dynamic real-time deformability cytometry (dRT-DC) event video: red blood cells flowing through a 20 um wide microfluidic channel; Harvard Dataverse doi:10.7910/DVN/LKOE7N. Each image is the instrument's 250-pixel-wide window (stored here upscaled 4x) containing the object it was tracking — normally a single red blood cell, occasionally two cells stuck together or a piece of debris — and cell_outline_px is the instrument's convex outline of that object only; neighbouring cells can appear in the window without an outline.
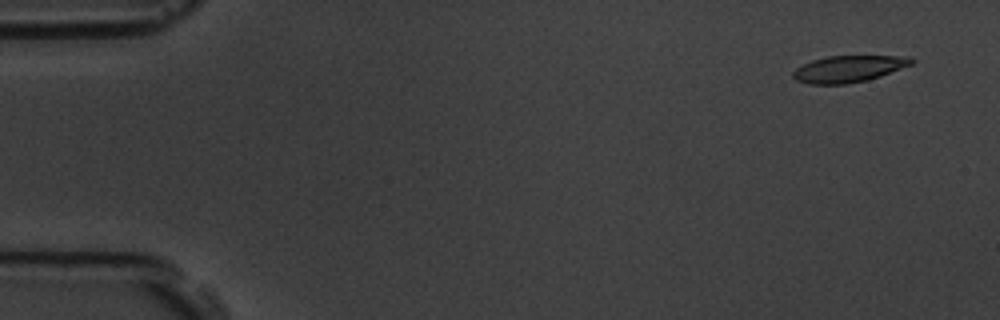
{"species": "common noctule bat (a hibernating species)", "species_latin": "Nyctalus noctula", "temperature_condition": "room temperature", "stored_images_in_passage": 4, "camera_frame_rate_fps": 3000, "um_per_image_px": 0.085, "animal": {"sex": "male", "body_mass_g": 19.5, "forearm_length_mm": 54.6}, "frame": {"image": 1, "passage_image": 1, "time_ms": 0.0, "image_size_px": [1000, 320], "cell_outline_px": [[916, 60], [912, 64], [880, 76], [868, 80], [844, 84], [808, 84], [796, 80], [792, 76], [792, 72], [796, 68], [812, 60], [828, 56], [908, 56]], "centroid_in_image_um": [72.12, 5.85], "position_along_channel_um": 12.9, "area_um2": 18.32}}
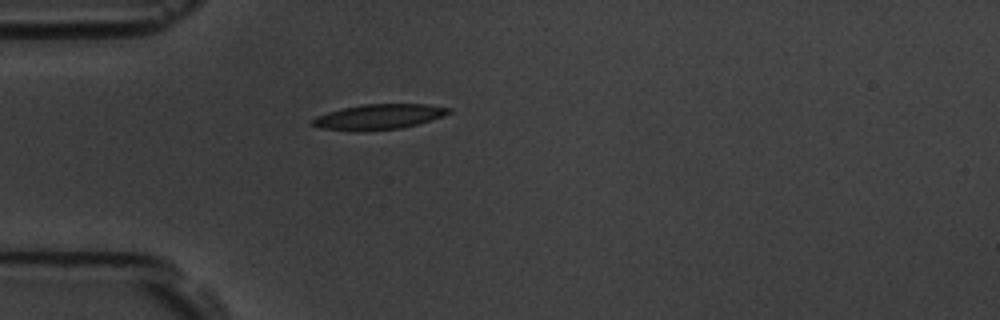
{"frame": {"image": 2, "passage_image": 4, "time_ms": 4.333, "image_size_px": [1000, 320], "cell_outline_px": [[452, 112], [444, 116], [416, 124], [400, 128], [364, 132], [360, 132], [320, 128], [308, 124], [316, 116], [328, 112], [344, 108], [364, 104], [428, 104], [452, 108]], "centroid_in_image_um": [32.19, 9.94], "position_along_channel_um": 52.8, "area_um2": 20.23}}